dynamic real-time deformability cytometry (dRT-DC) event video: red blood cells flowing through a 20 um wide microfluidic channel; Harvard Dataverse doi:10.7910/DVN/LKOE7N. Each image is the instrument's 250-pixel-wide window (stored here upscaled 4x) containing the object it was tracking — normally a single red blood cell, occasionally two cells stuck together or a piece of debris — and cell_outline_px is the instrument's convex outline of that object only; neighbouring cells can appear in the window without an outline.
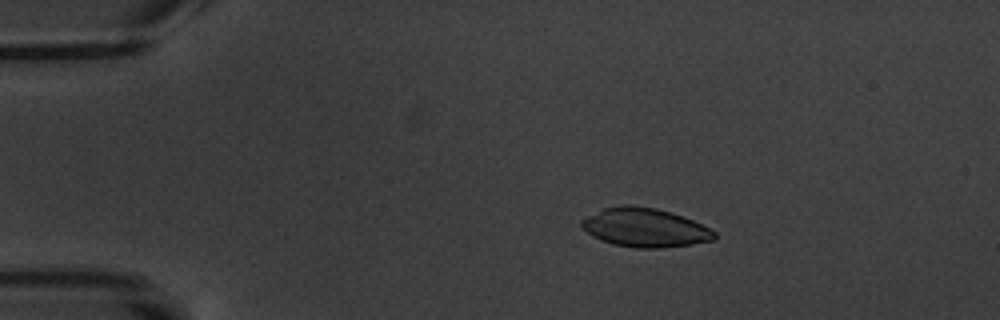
{"species": "common noctule bat (a hibernating species)", "species_latin": "Nyctalus noctula", "temperature_condition": "warm", "stored_images_in_passage": 3, "camera_frame_rate_fps": 3000, "um_per_image_px": 0.085, "animal": {"sex": "male", "body_mass_g": 20.1, "forearm_length_mm": 53.5}, "frame": {"image": 1, "passage_image": 1, "time_ms": 0.0, "image_size_px": [1000, 320], "cell_outline_px": [[716, 240], [692, 244], [660, 248], [636, 248], [612, 244], [600, 240], [592, 236], [580, 224], [580, 220], [604, 208], [620, 204], [628, 204], [656, 208], [672, 212], [692, 220], [716, 232]], "centroid_in_image_um": [54.81, 19.34], "position_along_channel_um": 30.2, "area_um2": 30.11}}